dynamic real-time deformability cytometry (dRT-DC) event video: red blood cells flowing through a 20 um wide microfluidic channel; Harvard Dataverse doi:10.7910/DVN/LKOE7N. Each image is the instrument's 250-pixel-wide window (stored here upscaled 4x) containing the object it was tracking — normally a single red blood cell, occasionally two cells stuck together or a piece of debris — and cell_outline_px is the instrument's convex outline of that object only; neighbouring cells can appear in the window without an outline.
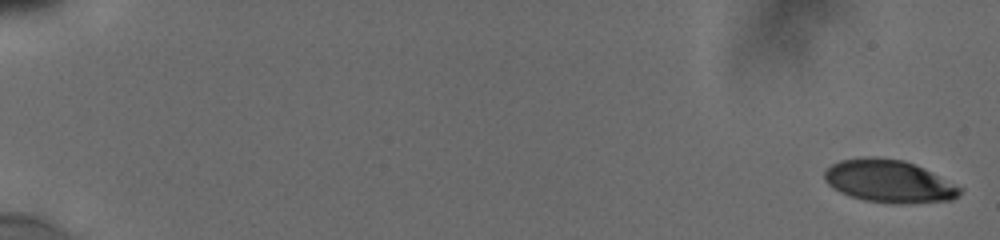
{"species": "human", "species_latin": "Homo sapiens", "temperature_condition": "cold", "stored_images_in_passage": 18, "camera_frame_rate_fps": 3000, "um_per_image_px": 0.085, "donor": {"sex": "male"}, "frame": {"image": 1, "passage_image": 1, "time_ms": 0.0, "image_size_px": [1000, 240], "cell_outline_px": [[964, 188], [952, 200], [900, 204], [864, 200], [840, 192], [832, 188], [824, 180], [824, 172], [832, 164], [840, 160], [860, 156], [872, 156], [904, 160], [924, 168]], "centroid_in_image_um": [75.55, 15.39], "position_along_channel_um": 9.5, "area_um2": 33.76}}
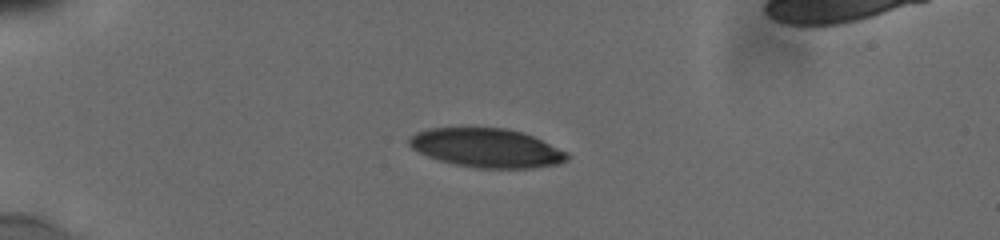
{"frame": {"image": 2, "passage_image": 8, "time_ms": 5.0, "image_size_px": [1000, 240], "cell_outline_px": [[568, 160], [560, 164], [532, 168], [480, 168], [456, 164], [440, 160], [428, 156], [412, 148], [408, 144], [408, 136], [416, 132], [428, 128], [504, 128], [520, 132], [532, 136], [568, 152]], "centroid_in_image_um": [41.36, 12.57], "position_along_channel_um": 43.6, "area_um2": 35.66}}
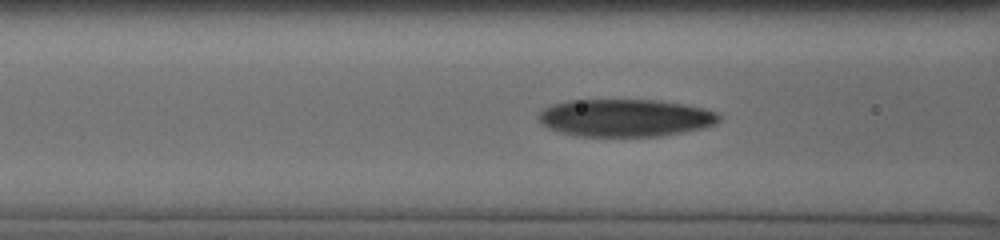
{"frame": {"image": 3, "passage_image": 16, "time_ms": 8.0, "image_size_px": [1000, 240], "cell_outline_px": [[720, 120], [716, 124], [704, 128], [684, 132], [660, 136], [576, 136], [560, 132], [548, 128], [540, 124], [540, 112], [544, 108], [552, 104], [572, 100], [656, 100], [684, 104], [704, 108], [716, 112], [720, 116]], "centroid_in_image_um": [53.17, 10.02], "position_along_channel_um": 113.4, "area_um2": 39.54}}